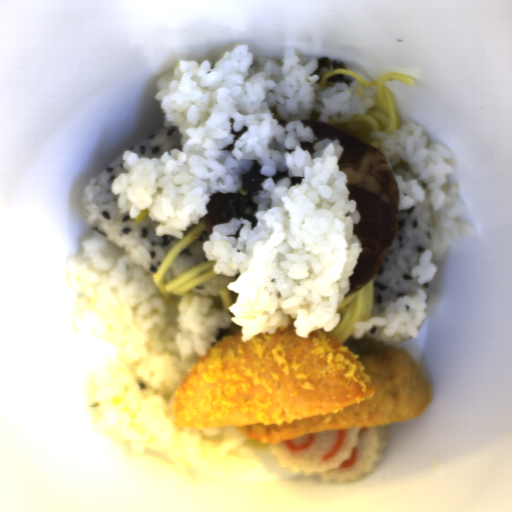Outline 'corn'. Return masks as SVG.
<instances>
[{
    "mask_svg": "<svg viewBox=\"0 0 512 512\" xmlns=\"http://www.w3.org/2000/svg\"><path fill=\"white\" fill-rule=\"evenodd\" d=\"M147 216H149V214H148V212L145 209L144 210H140L138 215L136 216V218H134V221L136 223H140Z\"/></svg>",
    "mask_w": 512,
    "mask_h": 512,
    "instance_id": "obj_1",
    "label": "corn"
}]
</instances>
